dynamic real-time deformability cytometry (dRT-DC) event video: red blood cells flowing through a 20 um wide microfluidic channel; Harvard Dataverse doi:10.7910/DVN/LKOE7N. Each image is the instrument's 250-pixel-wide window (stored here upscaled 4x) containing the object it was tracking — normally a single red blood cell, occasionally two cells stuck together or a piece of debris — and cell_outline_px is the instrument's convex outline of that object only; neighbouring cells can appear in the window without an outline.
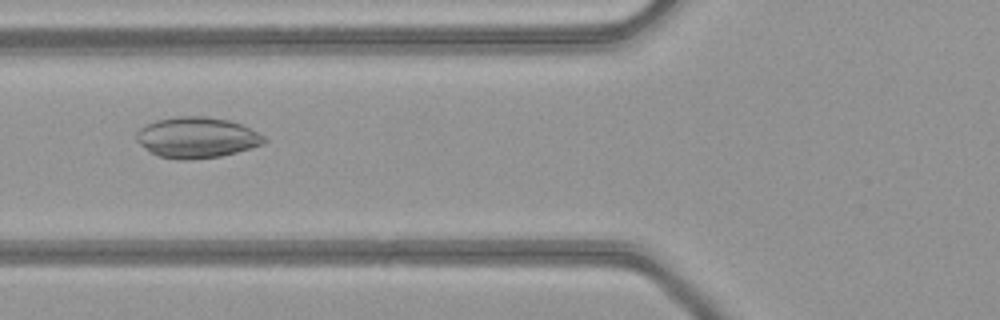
{"species": "common noctule bat (a hibernating species)", "species_latin": "Nyctalus noctula", "temperature_condition": "warm", "stored_images_in_passage": 29, "camera_frame_rate_fps": 3000, "um_per_image_px": 0.085, "animal": {"sex": "female", "body_mass_g": 21.9}, "frame": {"image": 1, "passage_image": 6, "time_ms": 1.667, "image_size_px": [1000, 320], "cell_outline_px": [[268, 140], [264, 144], [252, 148], [220, 156], [192, 160], [180, 160], [160, 156], [144, 148], [136, 140], [136, 132], [140, 128], [156, 120], [176, 116], [204, 116], [228, 120], [240, 124], [264, 136]], "centroid_in_image_um": [16.72, 11.69], "position_along_channel_um": 109.1, "area_um2": 30.29}}
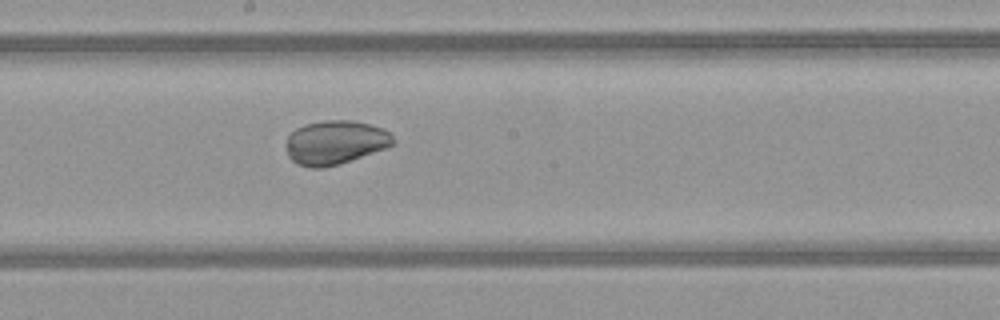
{"frame": {"image": 2, "passage_image": 14, "time_ms": 4.333, "image_size_px": [1000, 320], "cell_outline_px": [[396, 144], [388, 148], [340, 164], [324, 168], [312, 168], [296, 164], [288, 156], [288, 136], [296, 128], [304, 124], [324, 120], [352, 120], [368, 124], [380, 128], [388, 132], [392, 136]], "centroid_in_image_um": [28.51, 12.12], "position_along_channel_um": 219.7, "area_um2": 27.46}}
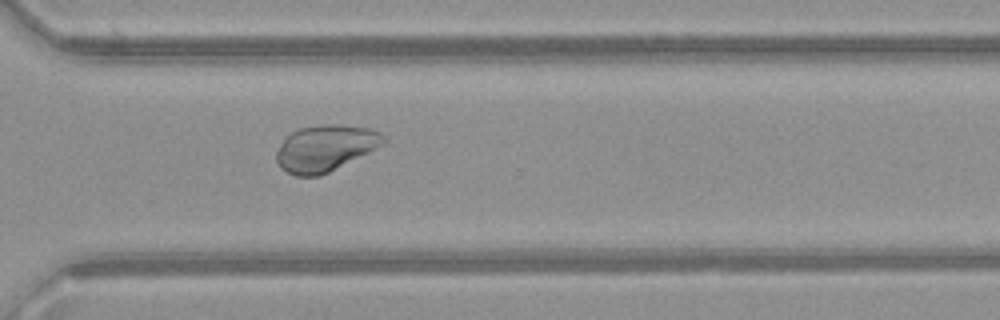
{"frame": {"image": 3, "passage_image": 23, "time_ms": 7.333, "image_size_px": [1000, 320], "cell_outline_px": [[388, 140], [384, 144], [320, 176], [296, 176], [280, 168], [276, 160], [276, 152], [280, 144], [292, 132], [300, 128], [328, 124], [336, 124], [372, 128], [380, 132]], "centroid_in_image_um": [27.66, 12.59], "position_along_channel_um": 342.9, "area_um2": 28.67}, "authors_computed_cell_mechanics": {"area_um2": 27.5706, "velocity_mm_per_s": 4.1181, "shape_relaxation_time_tau1_ms": 4.2282, "shape_relaxation_time_tau2_ms": 0.3058, "deformation_change_tau1": 0.1361, "deformation_change_tau2": 0.0288}}